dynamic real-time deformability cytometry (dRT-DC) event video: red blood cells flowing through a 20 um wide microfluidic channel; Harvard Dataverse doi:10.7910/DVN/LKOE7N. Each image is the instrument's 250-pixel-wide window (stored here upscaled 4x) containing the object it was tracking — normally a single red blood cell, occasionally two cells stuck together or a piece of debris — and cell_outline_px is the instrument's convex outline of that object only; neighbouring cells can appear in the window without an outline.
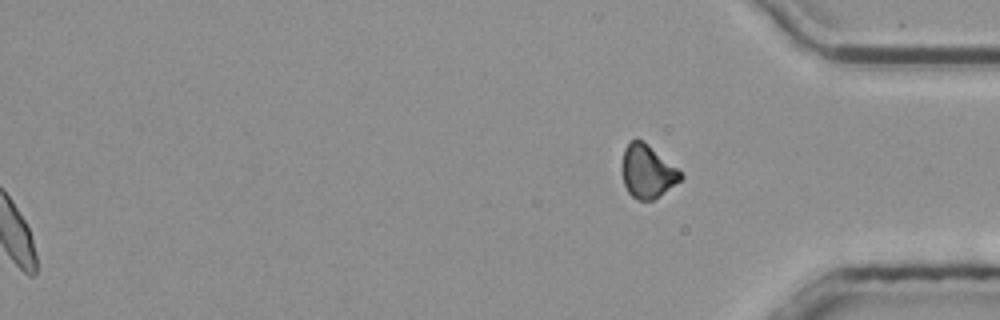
{"species": "common noctule bat (a hibernating species)", "species_latin": "Nyctalus noctula", "temperature_condition": "room temperature", "stored_images_in_passage": 52, "segment_of_instrument_passage": [3, 3], "camera_frame_rate_fps": 3000, "um_per_image_px": 0.085, "animal": {"sex": "male", "body_mass_g": 20.4}, "frame": {"image": 1, "passage_image": 52, "time_ms": 17.0, "image_size_px": [1000, 320], "cell_outline_px": [[684, 176], [680, 180], [652, 200], [636, 200], [628, 192], [624, 184], [620, 172], [620, 164], [624, 148], [632, 140], [644, 140], [676, 168]], "centroid_in_image_um": [54.95, 14.56], "position_along_channel_um": 380.2, "area_um2": 18.09}}